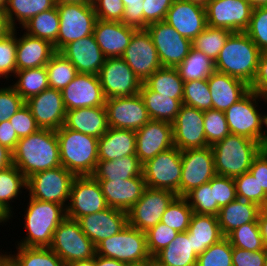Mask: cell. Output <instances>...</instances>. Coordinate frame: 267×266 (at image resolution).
<instances>
[{
    "label": "cell",
    "instance_id": "obj_1",
    "mask_svg": "<svg viewBox=\"0 0 267 266\" xmlns=\"http://www.w3.org/2000/svg\"><path fill=\"white\" fill-rule=\"evenodd\" d=\"M13 153V165L28 179L35 173L61 166L56 131L39 129L20 138Z\"/></svg>",
    "mask_w": 267,
    "mask_h": 266
},
{
    "label": "cell",
    "instance_id": "obj_2",
    "mask_svg": "<svg viewBox=\"0 0 267 266\" xmlns=\"http://www.w3.org/2000/svg\"><path fill=\"white\" fill-rule=\"evenodd\" d=\"M262 51L245 32H232L214 62L215 71L251 85Z\"/></svg>",
    "mask_w": 267,
    "mask_h": 266
},
{
    "label": "cell",
    "instance_id": "obj_3",
    "mask_svg": "<svg viewBox=\"0 0 267 266\" xmlns=\"http://www.w3.org/2000/svg\"><path fill=\"white\" fill-rule=\"evenodd\" d=\"M61 166L75 176H92L98 163V138L66 128L57 131Z\"/></svg>",
    "mask_w": 267,
    "mask_h": 266
},
{
    "label": "cell",
    "instance_id": "obj_4",
    "mask_svg": "<svg viewBox=\"0 0 267 266\" xmlns=\"http://www.w3.org/2000/svg\"><path fill=\"white\" fill-rule=\"evenodd\" d=\"M211 148L216 175L234 178L249 172L254 158L264 146L245 136L229 134Z\"/></svg>",
    "mask_w": 267,
    "mask_h": 266
},
{
    "label": "cell",
    "instance_id": "obj_5",
    "mask_svg": "<svg viewBox=\"0 0 267 266\" xmlns=\"http://www.w3.org/2000/svg\"><path fill=\"white\" fill-rule=\"evenodd\" d=\"M25 212L24 228L27 230V235L17 245L50 247L54 231L66 218V208L61 204L29 197Z\"/></svg>",
    "mask_w": 267,
    "mask_h": 266
},
{
    "label": "cell",
    "instance_id": "obj_6",
    "mask_svg": "<svg viewBox=\"0 0 267 266\" xmlns=\"http://www.w3.org/2000/svg\"><path fill=\"white\" fill-rule=\"evenodd\" d=\"M259 99L266 98L250 90L224 113L231 134L245 136L266 147L267 130L263 129L266 119L257 109Z\"/></svg>",
    "mask_w": 267,
    "mask_h": 266
},
{
    "label": "cell",
    "instance_id": "obj_7",
    "mask_svg": "<svg viewBox=\"0 0 267 266\" xmlns=\"http://www.w3.org/2000/svg\"><path fill=\"white\" fill-rule=\"evenodd\" d=\"M96 254L126 264L152 259L147 248L145 232L129 224L119 233L102 240L96 246Z\"/></svg>",
    "mask_w": 267,
    "mask_h": 266
},
{
    "label": "cell",
    "instance_id": "obj_8",
    "mask_svg": "<svg viewBox=\"0 0 267 266\" xmlns=\"http://www.w3.org/2000/svg\"><path fill=\"white\" fill-rule=\"evenodd\" d=\"M65 264L91 259L96 247L81 230L77 220L66 217L53 233L49 247Z\"/></svg>",
    "mask_w": 267,
    "mask_h": 266
},
{
    "label": "cell",
    "instance_id": "obj_9",
    "mask_svg": "<svg viewBox=\"0 0 267 266\" xmlns=\"http://www.w3.org/2000/svg\"><path fill=\"white\" fill-rule=\"evenodd\" d=\"M75 177L63 166H58L30 176L27 179V191L31 198L61 204L67 208Z\"/></svg>",
    "mask_w": 267,
    "mask_h": 266
},
{
    "label": "cell",
    "instance_id": "obj_10",
    "mask_svg": "<svg viewBox=\"0 0 267 266\" xmlns=\"http://www.w3.org/2000/svg\"><path fill=\"white\" fill-rule=\"evenodd\" d=\"M142 174L148 188L171 190L180 197L181 151L171 147L160 152L143 164Z\"/></svg>",
    "mask_w": 267,
    "mask_h": 266
},
{
    "label": "cell",
    "instance_id": "obj_11",
    "mask_svg": "<svg viewBox=\"0 0 267 266\" xmlns=\"http://www.w3.org/2000/svg\"><path fill=\"white\" fill-rule=\"evenodd\" d=\"M56 7L60 20L57 52L69 43L93 34L97 20L93 4H61Z\"/></svg>",
    "mask_w": 267,
    "mask_h": 266
},
{
    "label": "cell",
    "instance_id": "obj_12",
    "mask_svg": "<svg viewBox=\"0 0 267 266\" xmlns=\"http://www.w3.org/2000/svg\"><path fill=\"white\" fill-rule=\"evenodd\" d=\"M176 197L177 194L171 190L147 187L141 198L127 211L128 224L146 232L161 222L163 213Z\"/></svg>",
    "mask_w": 267,
    "mask_h": 266
},
{
    "label": "cell",
    "instance_id": "obj_13",
    "mask_svg": "<svg viewBox=\"0 0 267 266\" xmlns=\"http://www.w3.org/2000/svg\"><path fill=\"white\" fill-rule=\"evenodd\" d=\"M151 36L162 67H177L188 56L192 41L180 35L165 21L145 28Z\"/></svg>",
    "mask_w": 267,
    "mask_h": 266
},
{
    "label": "cell",
    "instance_id": "obj_14",
    "mask_svg": "<svg viewBox=\"0 0 267 266\" xmlns=\"http://www.w3.org/2000/svg\"><path fill=\"white\" fill-rule=\"evenodd\" d=\"M106 99L136 95L142 82L122 57H109L98 73Z\"/></svg>",
    "mask_w": 267,
    "mask_h": 266
},
{
    "label": "cell",
    "instance_id": "obj_15",
    "mask_svg": "<svg viewBox=\"0 0 267 266\" xmlns=\"http://www.w3.org/2000/svg\"><path fill=\"white\" fill-rule=\"evenodd\" d=\"M181 162L180 197L208 183L216 175L211 146L181 151Z\"/></svg>",
    "mask_w": 267,
    "mask_h": 266
},
{
    "label": "cell",
    "instance_id": "obj_16",
    "mask_svg": "<svg viewBox=\"0 0 267 266\" xmlns=\"http://www.w3.org/2000/svg\"><path fill=\"white\" fill-rule=\"evenodd\" d=\"M207 25L244 32L253 12L247 0H209L205 7Z\"/></svg>",
    "mask_w": 267,
    "mask_h": 266
},
{
    "label": "cell",
    "instance_id": "obj_17",
    "mask_svg": "<svg viewBox=\"0 0 267 266\" xmlns=\"http://www.w3.org/2000/svg\"><path fill=\"white\" fill-rule=\"evenodd\" d=\"M69 201L66 217L74 220L108 207L100 184L93 176H76L74 178Z\"/></svg>",
    "mask_w": 267,
    "mask_h": 266
},
{
    "label": "cell",
    "instance_id": "obj_18",
    "mask_svg": "<svg viewBox=\"0 0 267 266\" xmlns=\"http://www.w3.org/2000/svg\"><path fill=\"white\" fill-rule=\"evenodd\" d=\"M121 57L142 83L162 67L157 49L146 29H137L133 33L130 44Z\"/></svg>",
    "mask_w": 267,
    "mask_h": 266
},
{
    "label": "cell",
    "instance_id": "obj_19",
    "mask_svg": "<svg viewBox=\"0 0 267 266\" xmlns=\"http://www.w3.org/2000/svg\"><path fill=\"white\" fill-rule=\"evenodd\" d=\"M172 126L174 147L180 151L208 147L204 111L182 104Z\"/></svg>",
    "mask_w": 267,
    "mask_h": 266
},
{
    "label": "cell",
    "instance_id": "obj_20",
    "mask_svg": "<svg viewBox=\"0 0 267 266\" xmlns=\"http://www.w3.org/2000/svg\"><path fill=\"white\" fill-rule=\"evenodd\" d=\"M105 108L109 127L137 131L150 120L140 93L108 98Z\"/></svg>",
    "mask_w": 267,
    "mask_h": 266
},
{
    "label": "cell",
    "instance_id": "obj_21",
    "mask_svg": "<svg viewBox=\"0 0 267 266\" xmlns=\"http://www.w3.org/2000/svg\"><path fill=\"white\" fill-rule=\"evenodd\" d=\"M136 133V156L143 165L157 154L174 147L173 126L166 121L150 119Z\"/></svg>",
    "mask_w": 267,
    "mask_h": 266
},
{
    "label": "cell",
    "instance_id": "obj_22",
    "mask_svg": "<svg viewBox=\"0 0 267 266\" xmlns=\"http://www.w3.org/2000/svg\"><path fill=\"white\" fill-rule=\"evenodd\" d=\"M61 93L66 111L105 106L106 102L98 75L94 74L78 73Z\"/></svg>",
    "mask_w": 267,
    "mask_h": 266
},
{
    "label": "cell",
    "instance_id": "obj_23",
    "mask_svg": "<svg viewBox=\"0 0 267 266\" xmlns=\"http://www.w3.org/2000/svg\"><path fill=\"white\" fill-rule=\"evenodd\" d=\"M40 129L57 131L64 125L66 109L62 93L54 88H47L40 94L25 101Z\"/></svg>",
    "mask_w": 267,
    "mask_h": 266
},
{
    "label": "cell",
    "instance_id": "obj_24",
    "mask_svg": "<svg viewBox=\"0 0 267 266\" xmlns=\"http://www.w3.org/2000/svg\"><path fill=\"white\" fill-rule=\"evenodd\" d=\"M77 221L95 247L128 225L127 212L111 207L80 217Z\"/></svg>",
    "mask_w": 267,
    "mask_h": 266
},
{
    "label": "cell",
    "instance_id": "obj_25",
    "mask_svg": "<svg viewBox=\"0 0 267 266\" xmlns=\"http://www.w3.org/2000/svg\"><path fill=\"white\" fill-rule=\"evenodd\" d=\"M164 21L191 41L207 26L205 8L185 0H174Z\"/></svg>",
    "mask_w": 267,
    "mask_h": 266
},
{
    "label": "cell",
    "instance_id": "obj_26",
    "mask_svg": "<svg viewBox=\"0 0 267 266\" xmlns=\"http://www.w3.org/2000/svg\"><path fill=\"white\" fill-rule=\"evenodd\" d=\"M136 30L123 22L104 21L97 18L93 35L106 58L121 57Z\"/></svg>",
    "mask_w": 267,
    "mask_h": 266
},
{
    "label": "cell",
    "instance_id": "obj_27",
    "mask_svg": "<svg viewBox=\"0 0 267 266\" xmlns=\"http://www.w3.org/2000/svg\"><path fill=\"white\" fill-rule=\"evenodd\" d=\"M108 207L127 212L147 188L143 176L126 180H98Z\"/></svg>",
    "mask_w": 267,
    "mask_h": 266
},
{
    "label": "cell",
    "instance_id": "obj_28",
    "mask_svg": "<svg viewBox=\"0 0 267 266\" xmlns=\"http://www.w3.org/2000/svg\"><path fill=\"white\" fill-rule=\"evenodd\" d=\"M60 53L84 74L98 75L106 59L93 34L69 43Z\"/></svg>",
    "mask_w": 267,
    "mask_h": 266
},
{
    "label": "cell",
    "instance_id": "obj_29",
    "mask_svg": "<svg viewBox=\"0 0 267 266\" xmlns=\"http://www.w3.org/2000/svg\"><path fill=\"white\" fill-rule=\"evenodd\" d=\"M207 82L212 96V109L223 112L250 91V85L243 80L217 71L207 78Z\"/></svg>",
    "mask_w": 267,
    "mask_h": 266
},
{
    "label": "cell",
    "instance_id": "obj_30",
    "mask_svg": "<svg viewBox=\"0 0 267 266\" xmlns=\"http://www.w3.org/2000/svg\"><path fill=\"white\" fill-rule=\"evenodd\" d=\"M16 35V71L43 67L56 52L54 46L47 40L24 34Z\"/></svg>",
    "mask_w": 267,
    "mask_h": 266
},
{
    "label": "cell",
    "instance_id": "obj_31",
    "mask_svg": "<svg viewBox=\"0 0 267 266\" xmlns=\"http://www.w3.org/2000/svg\"><path fill=\"white\" fill-rule=\"evenodd\" d=\"M64 126L99 139L109 129L106 108L96 106L66 111Z\"/></svg>",
    "mask_w": 267,
    "mask_h": 266
},
{
    "label": "cell",
    "instance_id": "obj_32",
    "mask_svg": "<svg viewBox=\"0 0 267 266\" xmlns=\"http://www.w3.org/2000/svg\"><path fill=\"white\" fill-rule=\"evenodd\" d=\"M136 155V133L133 130L109 127L98 139V160L111 161Z\"/></svg>",
    "mask_w": 267,
    "mask_h": 266
},
{
    "label": "cell",
    "instance_id": "obj_33",
    "mask_svg": "<svg viewBox=\"0 0 267 266\" xmlns=\"http://www.w3.org/2000/svg\"><path fill=\"white\" fill-rule=\"evenodd\" d=\"M197 258L192 234L188 231L179 232L174 240L153 257L158 266H197Z\"/></svg>",
    "mask_w": 267,
    "mask_h": 266
},
{
    "label": "cell",
    "instance_id": "obj_34",
    "mask_svg": "<svg viewBox=\"0 0 267 266\" xmlns=\"http://www.w3.org/2000/svg\"><path fill=\"white\" fill-rule=\"evenodd\" d=\"M262 208L257 204L236 199L220 208L218 222L224 237L243 224L258 222V214Z\"/></svg>",
    "mask_w": 267,
    "mask_h": 266
},
{
    "label": "cell",
    "instance_id": "obj_35",
    "mask_svg": "<svg viewBox=\"0 0 267 266\" xmlns=\"http://www.w3.org/2000/svg\"><path fill=\"white\" fill-rule=\"evenodd\" d=\"M187 231L192 234L193 248L197 255L224 238L218 217L214 215L194 213Z\"/></svg>",
    "mask_w": 267,
    "mask_h": 266
},
{
    "label": "cell",
    "instance_id": "obj_36",
    "mask_svg": "<svg viewBox=\"0 0 267 266\" xmlns=\"http://www.w3.org/2000/svg\"><path fill=\"white\" fill-rule=\"evenodd\" d=\"M143 165L136 155L123 156L111 161H98L93 177L96 180H126L143 176Z\"/></svg>",
    "mask_w": 267,
    "mask_h": 266
},
{
    "label": "cell",
    "instance_id": "obj_37",
    "mask_svg": "<svg viewBox=\"0 0 267 266\" xmlns=\"http://www.w3.org/2000/svg\"><path fill=\"white\" fill-rule=\"evenodd\" d=\"M139 93L144 101L150 119L166 121L171 124L175 121L182 105L179 99H173L151 91L144 83H142Z\"/></svg>",
    "mask_w": 267,
    "mask_h": 266
},
{
    "label": "cell",
    "instance_id": "obj_38",
    "mask_svg": "<svg viewBox=\"0 0 267 266\" xmlns=\"http://www.w3.org/2000/svg\"><path fill=\"white\" fill-rule=\"evenodd\" d=\"M17 247L16 254L1 253L11 266H66L49 247Z\"/></svg>",
    "mask_w": 267,
    "mask_h": 266
},
{
    "label": "cell",
    "instance_id": "obj_39",
    "mask_svg": "<svg viewBox=\"0 0 267 266\" xmlns=\"http://www.w3.org/2000/svg\"><path fill=\"white\" fill-rule=\"evenodd\" d=\"M144 84L154 92L173 99L183 100L184 81L176 67H161Z\"/></svg>",
    "mask_w": 267,
    "mask_h": 266
},
{
    "label": "cell",
    "instance_id": "obj_40",
    "mask_svg": "<svg viewBox=\"0 0 267 266\" xmlns=\"http://www.w3.org/2000/svg\"><path fill=\"white\" fill-rule=\"evenodd\" d=\"M60 20L57 7L43 11L22 26L26 34L49 41L57 51V35Z\"/></svg>",
    "mask_w": 267,
    "mask_h": 266
},
{
    "label": "cell",
    "instance_id": "obj_41",
    "mask_svg": "<svg viewBox=\"0 0 267 266\" xmlns=\"http://www.w3.org/2000/svg\"><path fill=\"white\" fill-rule=\"evenodd\" d=\"M14 76L18 80L12 86L24 101L49 88L46 66L18 70Z\"/></svg>",
    "mask_w": 267,
    "mask_h": 266
},
{
    "label": "cell",
    "instance_id": "obj_42",
    "mask_svg": "<svg viewBox=\"0 0 267 266\" xmlns=\"http://www.w3.org/2000/svg\"><path fill=\"white\" fill-rule=\"evenodd\" d=\"M55 6L54 0H8L5 12L10 25L16 29V19L21 27L32 17Z\"/></svg>",
    "mask_w": 267,
    "mask_h": 266
},
{
    "label": "cell",
    "instance_id": "obj_43",
    "mask_svg": "<svg viewBox=\"0 0 267 266\" xmlns=\"http://www.w3.org/2000/svg\"><path fill=\"white\" fill-rule=\"evenodd\" d=\"M21 188L27 189V179L16 166L11 165L0 171V206L11 218L13 208L10 203L22 193L23 189Z\"/></svg>",
    "mask_w": 267,
    "mask_h": 266
},
{
    "label": "cell",
    "instance_id": "obj_44",
    "mask_svg": "<svg viewBox=\"0 0 267 266\" xmlns=\"http://www.w3.org/2000/svg\"><path fill=\"white\" fill-rule=\"evenodd\" d=\"M176 69L184 82L207 79L214 71V61L204 53L191 47L188 56Z\"/></svg>",
    "mask_w": 267,
    "mask_h": 266
},
{
    "label": "cell",
    "instance_id": "obj_45",
    "mask_svg": "<svg viewBox=\"0 0 267 266\" xmlns=\"http://www.w3.org/2000/svg\"><path fill=\"white\" fill-rule=\"evenodd\" d=\"M232 33L226 28L206 26V28L192 40V47L201 51L215 62L226 40Z\"/></svg>",
    "mask_w": 267,
    "mask_h": 266
},
{
    "label": "cell",
    "instance_id": "obj_46",
    "mask_svg": "<svg viewBox=\"0 0 267 266\" xmlns=\"http://www.w3.org/2000/svg\"><path fill=\"white\" fill-rule=\"evenodd\" d=\"M50 88L62 91L78 74L76 67L60 52H55L46 64Z\"/></svg>",
    "mask_w": 267,
    "mask_h": 266
},
{
    "label": "cell",
    "instance_id": "obj_47",
    "mask_svg": "<svg viewBox=\"0 0 267 266\" xmlns=\"http://www.w3.org/2000/svg\"><path fill=\"white\" fill-rule=\"evenodd\" d=\"M184 198L196 214L218 216L220 207L214 202V187H211V180L208 183L194 188Z\"/></svg>",
    "mask_w": 267,
    "mask_h": 266
},
{
    "label": "cell",
    "instance_id": "obj_48",
    "mask_svg": "<svg viewBox=\"0 0 267 266\" xmlns=\"http://www.w3.org/2000/svg\"><path fill=\"white\" fill-rule=\"evenodd\" d=\"M193 214L187 200L177 196L163 213L161 222L177 232H186Z\"/></svg>",
    "mask_w": 267,
    "mask_h": 266
},
{
    "label": "cell",
    "instance_id": "obj_49",
    "mask_svg": "<svg viewBox=\"0 0 267 266\" xmlns=\"http://www.w3.org/2000/svg\"><path fill=\"white\" fill-rule=\"evenodd\" d=\"M227 238L233 247L249 251H260L265 248L258 222L243 224L233 230Z\"/></svg>",
    "mask_w": 267,
    "mask_h": 266
},
{
    "label": "cell",
    "instance_id": "obj_50",
    "mask_svg": "<svg viewBox=\"0 0 267 266\" xmlns=\"http://www.w3.org/2000/svg\"><path fill=\"white\" fill-rule=\"evenodd\" d=\"M182 104L202 111L212 109V96L207 79L184 82Z\"/></svg>",
    "mask_w": 267,
    "mask_h": 266
},
{
    "label": "cell",
    "instance_id": "obj_51",
    "mask_svg": "<svg viewBox=\"0 0 267 266\" xmlns=\"http://www.w3.org/2000/svg\"><path fill=\"white\" fill-rule=\"evenodd\" d=\"M197 266H233L232 245L227 237L198 255Z\"/></svg>",
    "mask_w": 267,
    "mask_h": 266
},
{
    "label": "cell",
    "instance_id": "obj_52",
    "mask_svg": "<svg viewBox=\"0 0 267 266\" xmlns=\"http://www.w3.org/2000/svg\"><path fill=\"white\" fill-rule=\"evenodd\" d=\"M233 179L238 199L253 202L261 208L267 204V194L263 189H260L259 183L250 172L243 173Z\"/></svg>",
    "mask_w": 267,
    "mask_h": 266
},
{
    "label": "cell",
    "instance_id": "obj_53",
    "mask_svg": "<svg viewBox=\"0 0 267 266\" xmlns=\"http://www.w3.org/2000/svg\"><path fill=\"white\" fill-rule=\"evenodd\" d=\"M204 130L208 146L222 141L230 133L225 113L209 109L204 111Z\"/></svg>",
    "mask_w": 267,
    "mask_h": 266
},
{
    "label": "cell",
    "instance_id": "obj_54",
    "mask_svg": "<svg viewBox=\"0 0 267 266\" xmlns=\"http://www.w3.org/2000/svg\"><path fill=\"white\" fill-rule=\"evenodd\" d=\"M244 32L262 52L267 51V6L253 8L248 28Z\"/></svg>",
    "mask_w": 267,
    "mask_h": 266
},
{
    "label": "cell",
    "instance_id": "obj_55",
    "mask_svg": "<svg viewBox=\"0 0 267 266\" xmlns=\"http://www.w3.org/2000/svg\"><path fill=\"white\" fill-rule=\"evenodd\" d=\"M16 34L13 29L9 35L0 38V78L7 80L16 72Z\"/></svg>",
    "mask_w": 267,
    "mask_h": 266
},
{
    "label": "cell",
    "instance_id": "obj_56",
    "mask_svg": "<svg viewBox=\"0 0 267 266\" xmlns=\"http://www.w3.org/2000/svg\"><path fill=\"white\" fill-rule=\"evenodd\" d=\"M179 232L159 222L156 226L148 229L146 234L147 248L153 258L159 251L165 248L175 239Z\"/></svg>",
    "mask_w": 267,
    "mask_h": 266
},
{
    "label": "cell",
    "instance_id": "obj_57",
    "mask_svg": "<svg viewBox=\"0 0 267 266\" xmlns=\"http://www.w3.org/2000/svg\"><path fill=\"white\" fill-rule=\"evenodd\" d=\"M125 6L122 22L136 29L147 27V0H121Z\"/></svg>",
    "mask_w": 267,
    "mask_h": 266
},
{
    "label": "cell",
    "instance_id": "obj_58",
    "mask_svg": "<svg viewBox=\"0 0 267 266\" xmlns=\"http://www.w3.org/2000/svg\"><path fill=\"white\" fill-rule=\"evenodd\" d=\"M214 187V202L221 208L237 199L236 186L232 177L215 175L211 179Z\"/></svg>",
    "mask_w": 267,
    "mask_h": 266
},
{
    "label": "cell",
    "instance_id": "obj_59",
    "mask_svg": "<svg viewBox=\"0 0 267 266\" xmlns=\"http://www.w3.org/2000/svg\"><path fill=\"white\" fill-rule=\"evenodd\" d=\"M24 104L12 85L0 87V123L9 120Z\"/></svg>",
    "mask_w": 267,
    "mask_h": 266
},
{
    "label": "cell",
    "instance_id": "obj_60",
    "mask_svg": "<svg viewBox=\"0 0 267 266\" xmlns=\"http://www.w3.org/2000/svg\"><path fill=\"white\" fill-rule=\"evenodd\" d=\"M10 124L15 130L18 138L27 137L37 132L38 127L29 107L24 104L10 119Z\"/></svg>",
    "mask_w": 267,
    "mask_h": 266
},
{
    "label": "cell",
    "instance_id": "obj_61",
    "mask_svg": "<svg viewBox=\"0 0 267 266\" xmlns=\"http://www.w3.org/2000/svg\"><path fill=\"white\" fill-rule=\"evenodd\" d=\"M93 6L98 19L122 22L125 6L121 0H93Z\"/></svg>",
    "mask_w": 267,
    "mask_h": 266
},
{
    "label": "cell",
    "instance_id": "obj_62",
    "mask_svg": "<svg viewBox=\"0 0 267 266\" xmlns=\"http://www.w3.org/2000/svg\"><path fill=\"white\" fill-rule=\"evenodd\" d=\"M233 266H265L264 249L260 251H249L232 246Z\"/></svg>",
    "mask_w": 267,
    "mask_h": 266
},
{
    "label": "cell",
    "instance_id": "obj_63",
    "mask_svg": "<svg viewBox=\"0 0 267 266\" xmlns=\"http://www.w3.org/2000/svg\"><path fill=\"white\" fill-rule=\"evenodd\" d=\"M250 174L259 183L260 189L267 194V148L264 147L254 158L249 169Z\"/></svg>",
    "mask_w": 267,
    "mask_h": 266
},
{
    "label": "cell",
    "instance_id": "obj_64",
    "mask_svg": "<svg viewBox=\"0 0 267 266\" xmlns=\"http://www.w3.org/2000/svg\"><path fill=\"white\" fill-rule=\"evenodd\" d=\"M250 90L267 99V51L262 52L255 79Z\"/></svg>",
    "mask_w": 267,
    "mask_h": 266
},
{
    "label": "cell",
    "instance_id": "obj_65",
    "mask_svg": "<svg viewBox=\"0 0 267 266\" xmlns=\"http://www.w3.org/2000/svg\"><path fill=\"white\" fill-rule=\"evenodd\" d=\"M174 0H147V26L164 21Z\"/></svg>",
    "mask_w": 267,
    "mask_h": 266
},
{
    "label": "cell",
    "instance_id": "obj_66",
    "mask_svg": "<svg viewBox=\"0 0 267 266\" xmlns=\"http://www.w3.org/2000/svg\"><path fill=\"white\" fill-rule=\"evenodd\" d=\"M19 138L13 130L12 125L9 120L3 121L0 123V143L11 150L12 152L15 150Z\"/></svg>",
    "mask_w": 267,
    "mask_h": 266
},
{
    "label": "cell",
    "instance_id": "obj_67",
    "mask_svg": "<svg viewBox=\"0 0 267 266\" xmlns=\"http://www.w3.org/2000/svg\"><path fill=\"white\" fill-rule=\"evenodd\" d=\"M13 165V153L0 143V171Z\"/></svg>",
    "mask_w": 267,
    "mask_h": 266
},
{
    "label": "cell",
    "instance_id": "obj_68",
    "mask_svg": "<svg viewBox=\"0 0 267 266\" xmlns=\"http://www.w3.org/2000/svg\"><path fill=\"white\" fill-rule=\"evenodd\" d=\"M257 221L264 246L267 247V212L263 208L259 211Z\"/></svg>",
    "mask_w": 267,
    "mask_h": 266
},
{
    "label": "cell",
    "instance_id": "obj_69",
    "mask_svg": "<svg viewBox=\"0 0 267 266\" xmlns=\"http://www.w3.org/2000/svg\"><path fill=\"white\" fill-rule=\"evenodd\" d=\"M94 264L95 266H126V263L122 261H118L113 258L100 256L98 254H95L94 256Z\"/></svg>",
    "mask_w": 267,
    "mask_h": 266
},
{
    "label": "cell",
    "instance_id": "obj_70",
    "mask_svg": "<svg viewBox=\"0 0 267 266\" xmlns=\"http://www.w3.org/2000/svg\"><path fill=\"white\" fill-rule=\"evenodd\" d=\"M13 31L5 10L0 9V38L9 35Z\"/></svg>",
    "mask_w": 267,
    "mask_h": 266
},
{
    "label": "cell",
    "instance_id": "obj_71",
    "mask_svg": "<svg viewBox=\"0 0 267 266\" xmlns=\"http://www.w3.org/2000/svg\"><path fill=\"white\" fill-rule=\"evenodd\" d=\"M55 5L61 4H93V0H54Z\"/></svg>",
    "mask_w": 267,
    "mask_h": 266
},
{
    "label": "cell",
    "instance_id": "obj_72",
    "mask_svg": "<svg viewBox=\"0 0 267 266\" xmlns=\"http://www.w3.org/2000/svg\"><path fill=\"white\" fill-rule=\"evenodd\" d=\"M66 266H95L94 257L87 260L75 261L71 263H67Z\"/></svg>",
    "mask_w": 267,
    "mask_h": 266
},
{
    "label": "cell",
    "instance_id": "obj_73",
    "mask_svg": "<svg viewBox=\"0 0 267 266\" xmlns=\"http://www.w3.org/2000/svg\"><path fill=\"white\" fill-rule=\"evenodd\" d=\"M154 259L136 262V263H127L126 266H152L154 264Z\"/></svg>",
    "mask_w": 267,
    "mask_h": 266
},
{
    "label": "cell",
    "instance_id": "obj_74",
    "mask_svg": "<svg viewBox=\"0 0 267 266\" xmlns=\"http://www.w3.org/2000/svg\"><path fill=\"white\" fill-rule=\"evenodd\" d=\"M253 8L257 7H266L267 6V0H247Z\"/></svg>",
    "mask_w": 267,
    "mask_h": 266
},
{
    "label": "cell",
    "instance_id": "obj_75",
    "mask_svg": "<svg viewBox=\"0 0 267 266\" xmlns=\"http://www.w3.org/2000/svg\"><path fill=\"white\" fill-rule=\"evenodd\" d=\"M11 216L0 206V223L7 222Z\"/></svg>",
    "mask_w": 267,
    "mask_h": 266
},
{
    "label": "cell",
    "instance_id": "obj_76",
    "mask_svg": "<svg viewBox=\"0 0 267 266\" xmlns=\"http://www.w3.org/2000/svg\"><path fill=\"white\" fill-rule=\"evenodd\" d=\"M185 1H189L193 4H197L199 6H202V7H206V4L208 3L209 0H185Z\"/></svg>",
    "mask_w": 267,
    "mask_h": 266
},
{
    "label": "cell",
    "instance_id": "obj_77",
    "mask_svg": "<svg viewBox=\"0 0 267 266\" xmlns=\"http://www.w3.org/2000/svg\"><path fill=\"white\" fill-rule=\"evenodd\" d=\"M0 266H11V264L2 255H0Z\"/></svg>",
    "mask_w": 267,
    "mask_h": 266
},
{
    "label": "cell",
    "instance_id": "obj_78",
    "mask_svg": "<svg viewBox=\"0 0 267 266\" xmlns=\"http://www.w3.org/2000/svg\"><path fill=\"white\" fill-rule=\"evenodd\" d=\"M8 0H0V9L5 10Z\"/></svg>",
    "mask_w": 267,
    "mask_h": 266
},
{
    "label": "cell",
    "instance_id": "obj_79",
    "mask_svg": "<svg viewBox=\"0 0 267 266\" xmlns=\"http://www.w3.org/2000/svg\"><path fill=\"white\" fill-rule=\"evenodd\" d=\"M264 101L267 103V99H265ZM265 119H266L265 126L267 127V114H265ZM266 127L265 129H267ZM266 148H267V134H266Z\"/></svg>",
    "mask_w": 267,
    "mask_h": 266
},
{
    "label": "cell",
    "instance_id": "obj_80",
    "mask_svg": "<svg viewBox=\"0 0 267 266\" xmlns=\"http://www.w3.org/2000/svg\"><path fill=\"white\" fill-rule=\"evenodd\" d=\"M265 252V266H267V247L264 248Z\"/></svg>",
    "mask_w": 267,
    "mask_h": 266
}]
</instances>
